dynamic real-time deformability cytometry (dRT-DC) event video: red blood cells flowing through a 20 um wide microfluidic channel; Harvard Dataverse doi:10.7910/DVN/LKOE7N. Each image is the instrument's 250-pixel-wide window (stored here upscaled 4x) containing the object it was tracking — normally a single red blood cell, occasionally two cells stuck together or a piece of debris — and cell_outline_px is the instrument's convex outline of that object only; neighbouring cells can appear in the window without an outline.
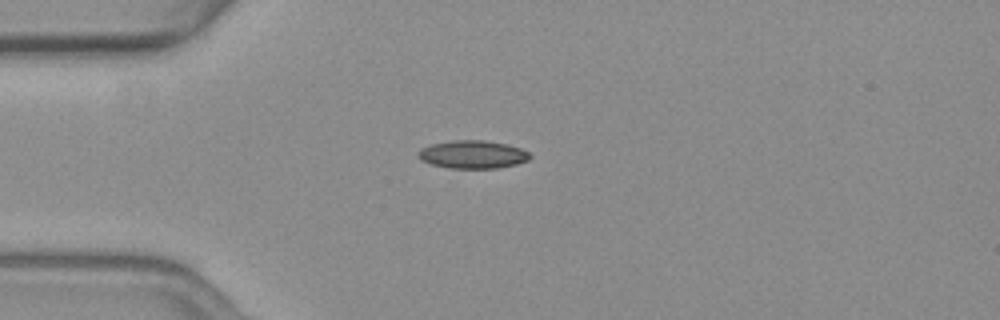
{"species": "common noctule bat (a hibernating species)", "species_latin": "Nyctalus noctula", "temperature_condition": "warm", "stored_images_in_passage": 36, "camera_frame_rate_fps": 3000, "um_per_image_px": 0.085, "animal": {"sex": "female", "body_mass_g": 19.3, "forearm_length_mm": 54.1}, "frame": {"image": 1, "passage_image": 1, "time_ms": 0.0, "image_size_px": [1000, 320], "cell_outline_px": [[532, 156], [528, 160], [516, 164], [496, 168], [448, 168], [432, 164], [420, 160], [416, 156], [416, 152], [420, 148], [432, 144], [452, 140], [484, 140], [504, 144], [520, 148], [528, 152]], "centroid_in_image_um": [40.13, 13.13], "position_along_channel_um": 44.9, "area_um2": 18.26}}
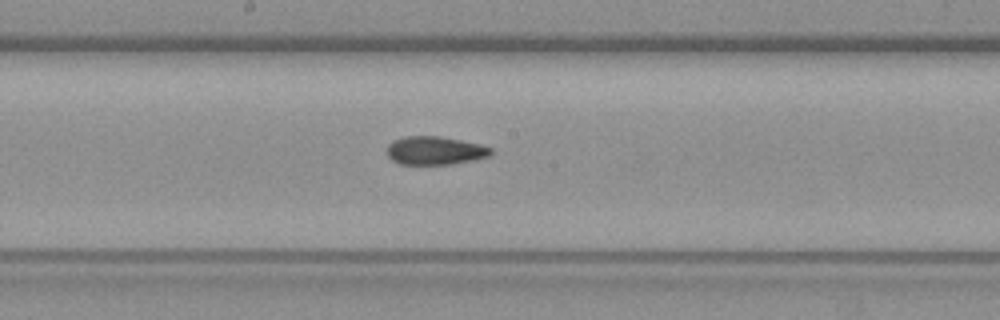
{"frame": {"image": 2, "passage_image": 16, "time_ms": 5.0, "image_size_px": [1000, 320], "cell_outline_px": [[492, 152], [488, 156], [472, 160], [452, 164], [400, 164], [392, 160], [388, 156], [388, 144], [392, 140], [404, 136], [440, 136], [480, 144], [492, 148]], "centroid_in_image_um": [36.95, 12.79], "position_along_channel_um": 211.3, "area_um2": 17.11}}
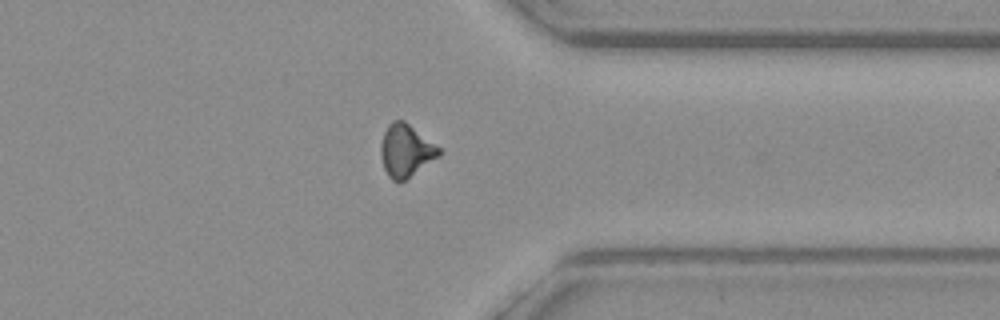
{"frame": {"image": 3, "passage_image": 30, "time_ms": 9.667, "image_size_px": [1000, 320], "cell_outline_px": [[440, 156], [404, 180], [392, 180], [388, 176], [384, 168], [380, 156], [380, 144], [384, 132], [388, 124], [392, 120], [404, 120], [440, 148]], "centroid_in_image_um": [34.47, 12.78], "position_along_channel_um": 376.9, "area_um2": 17.63}, "authors_computed_cell_mechanics": {"area_um2": 17.34, "velocity_mm_per_s": 3.6857, "shape_relaxation_time_tau1_ms": null, "shape_relaxation_time_tau2_ms": 3.5984, "deformation_change_tau1": null, "deformation_change_tau2": 0.107}}